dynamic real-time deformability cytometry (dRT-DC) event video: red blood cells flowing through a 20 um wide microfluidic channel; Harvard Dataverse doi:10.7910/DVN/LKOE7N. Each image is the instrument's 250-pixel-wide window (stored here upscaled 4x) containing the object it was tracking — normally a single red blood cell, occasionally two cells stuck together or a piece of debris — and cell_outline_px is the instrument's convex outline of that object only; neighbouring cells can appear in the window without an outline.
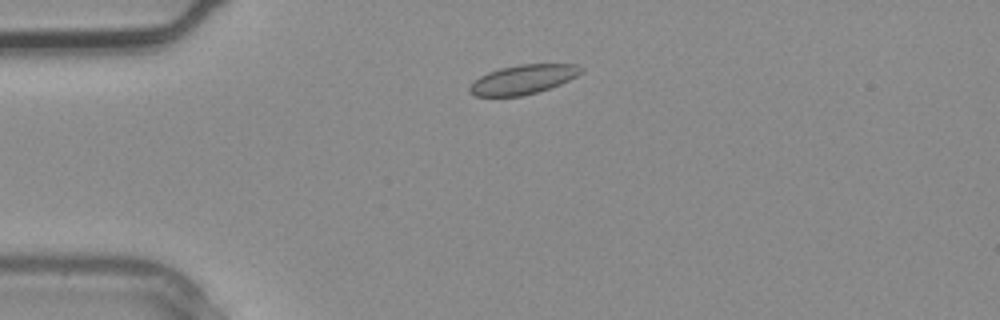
{"species": "common noctule bat (a hibernating species)", "species_latin": "Nyctalus noctula", "temperature_condition": "warm", "stored_images_in_passage": 1, "camera_frame_rate_fps": 3000, "um_per_image_px": 0.085, "animal": {"sex": "male", "body_mass_g": 20.4}, "frame": {"image": 1, "passage_image": 1, "time_ms": 0.0, "image_size_px": [1000, 320], "cell_outline_px": [[584, 72], [560, 84], [536, 92], [520, 96], [476, 96], [468, 92], [468, 88], [480, 76], [488, 72], [500, 68], [520, 64], [576, 64], [584, 68]], "centroid_in_image_um": [44.47, 6.74], "position_along_channel_um": 40.5, "area_um2": 18.9}}